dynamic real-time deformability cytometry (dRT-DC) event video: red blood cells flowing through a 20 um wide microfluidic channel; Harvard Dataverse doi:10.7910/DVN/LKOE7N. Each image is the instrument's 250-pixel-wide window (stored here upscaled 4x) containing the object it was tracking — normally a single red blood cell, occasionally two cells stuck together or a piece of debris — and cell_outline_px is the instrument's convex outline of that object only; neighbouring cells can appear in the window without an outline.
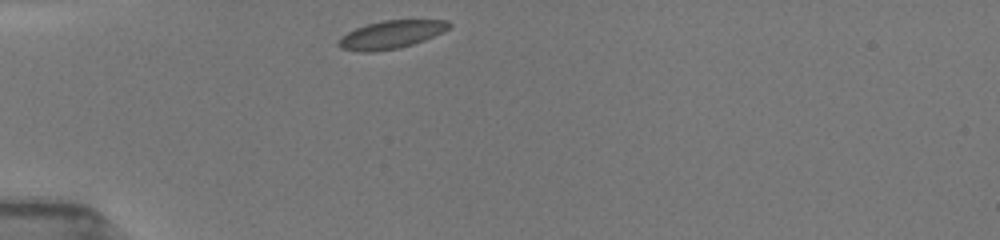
{"species": "common noctule bat (a hibernating species)", "species_latin": "Nyctalus noctula", "temperature_condition": "room temperature", "stored_images_in_passage": 38, "camera_frame_rate_fps": 3000, "um_per_image_px": 0.085, "animal": {"sex": "female", "body_mass_g": 19.5, "forearm_length_mm": 54.1}, "frame": {"image": 1, "passage_image": 1, "time_ms": 0.0, "image_size_px": [1000, 240], "cell_outline_px": [[452, 24], [444, 32], [424, 40], [400, 48], [372, 52], [360, 52], [340, 48], [336, 44], [336, 40], [340, 36], [356, 28], [368, 24], [384, 20], [448, 20]], "centroid_in_image_um": [33.21, 2.95], "position_along_channel_um": 51.8, "area_um2": 18.15}}
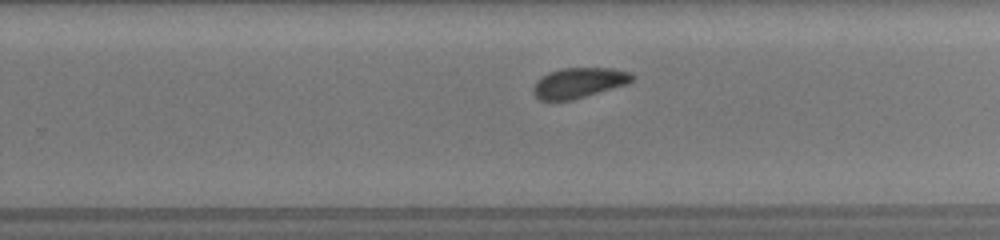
{"frame": {"image": 2, "passage_image": 20, "time_ms": 6.333, "image_size_px": [1000, 240], "cell_outline_px": [[636, 76], [628, 84], [572, 100], [540, 100], [532, 92], [532, 88], [536, 80], [540, 76], [548, 72], [560, 68], [612, 68], [632, 72]], "centroid_in_image_um": [49.2, 7.02], "position_along_channel_um": 280.6, "area_um2": 17.69}}
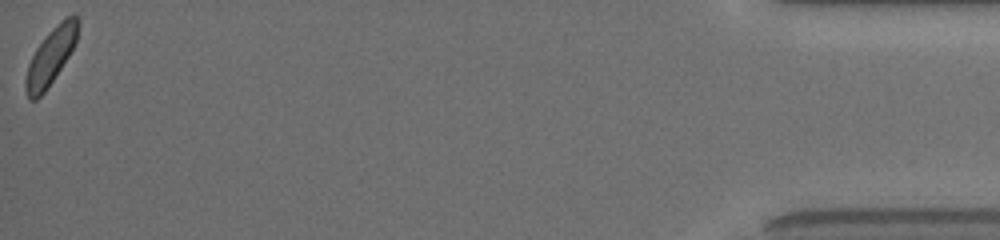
{"frame": {"image": 3, "passage_image": 38, "time_ms": 12.333, "image_size_px": [1000, 240], "cell_outline_px": [[80, 24], [76, 40], [68, 56], [44, 92], [36, 100], [28, 100], [24, 88], [24, 84], [28, 64], [36, 48], [44, 36], [56, 24], [72, 12], [76, 12], [80, 16]], "centroid_in_image_um": [4.32, 4.72], "position_along_channel_um": 430.9, "area_um2": 17.34}, "authors_computed_cell_mechanics": {"area_um2": 18.0625, "velocity_mm_per_s": 3.9224, "shape_relaxation_time_tau1_ms": 2.3508, "shape_relaxation_time_tau2_ms": null, "deformation_change_tau1": 0.0544, "deformation_change_tau2": null}}